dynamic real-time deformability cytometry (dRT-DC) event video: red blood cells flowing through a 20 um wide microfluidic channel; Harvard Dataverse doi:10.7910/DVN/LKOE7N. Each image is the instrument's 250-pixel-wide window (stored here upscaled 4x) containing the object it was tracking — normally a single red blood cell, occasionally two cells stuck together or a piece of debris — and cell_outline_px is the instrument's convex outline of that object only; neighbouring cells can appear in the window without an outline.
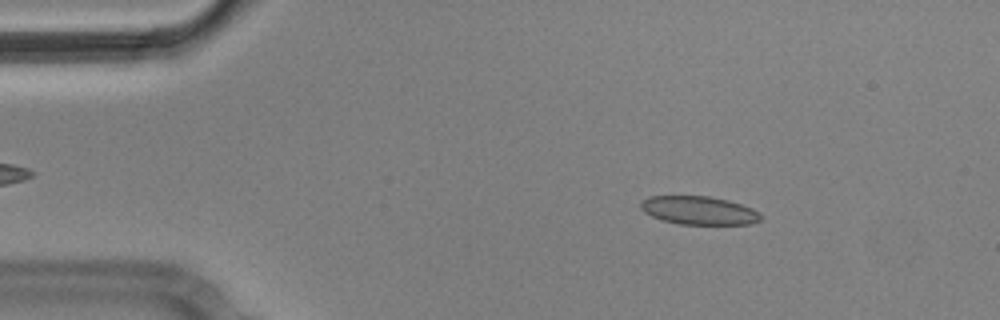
{"species": "Egyptian fruit bat (a non-hibernating species)", "species_latin": "Rousettus aegyptiacus", "temperature_condition": "cold", "stored_images_in_passage": 55, "camera_frame_rate_fps": 3000, "um_per_image_px": 0.085, "animal": {"sex": "male"}, "frame": {"image": 1, "passage_image": 8, "time_ms": 2.333, "image_size_px": [1000, 320], "cell_outline_px": [[760, 220], [752, 224], [680, 224], [660, 220], [644, 212], [640, 208], [640, 200], [648, 196], [708, 196], [728, 200], [752, 208], [760, 212]], "centroid_in_image_um": [59.37, 17.88], "position_along_channel_um": 25.6, "area_um2": 19.94}}
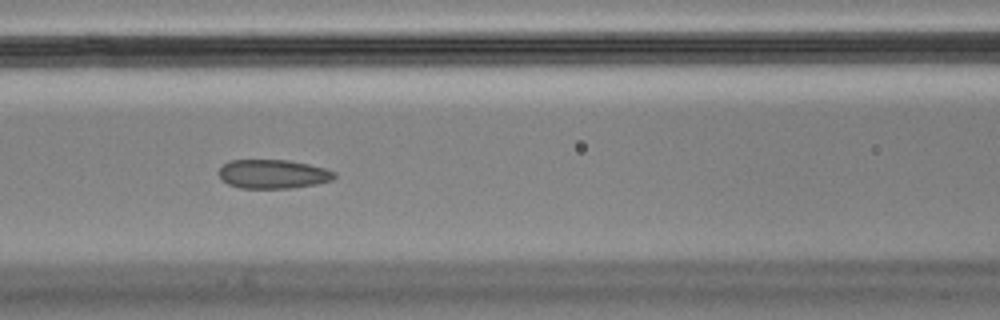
{"frame": {"image": 2, "passage_image": 23, "time_ms": 7.333, "image_size_px": [1000, 320], "cell_outline_px": [[336, 176], [332, 180], [316, 184], [292, 188], [240, 188], [228, 184], [220, 176], [220, 168], [224, 164], [232, 160], [288, 160], [308, 164], [324, 168], [336, 172]], "centroid_in_image_um": [23.24, 14.79], "position_along_channel_um": 143.4, "area_um2": 19.36}}
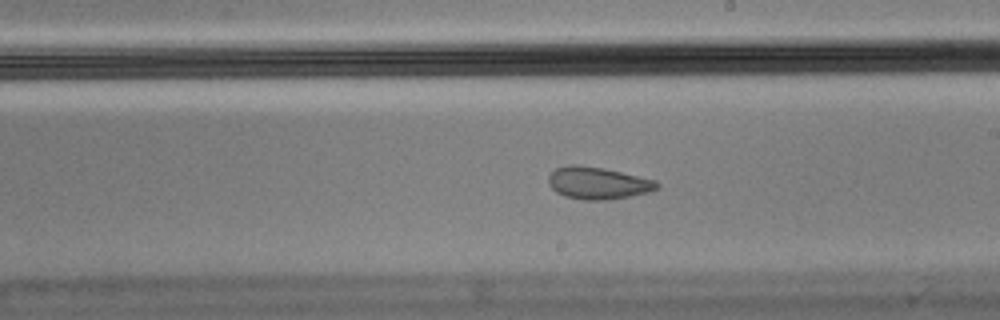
{"frame": {"image": 3, "passage_image": 31, "time_ms": 10.0, "image_size_px": [1000, 320], "cell_outline_px": [[660, 188], [648, 192], [628, 196], [604, 200], [584, 200], [564, 196], [556, 192], [548, 184], [548, 176], [556, 168], [568, 164], [576, 164], [604, 168], [656, 180], [660, 184]], "centroid_in_image_um": [50.81, 15.55], "position_along_channel_um": 238.2, "area_um2": 20.4}, "authors_computed_cell_mechanics": {"area_um2": 20.8658, "velocity_mm_per_s": 3.5634, "shape_relaxation_time_tau1_ms": null, "shape_relaxation_time_tau2_ms": 1.5189, "deformation_change_tau1": null, "deformation_change_tau2": 0.0628}}